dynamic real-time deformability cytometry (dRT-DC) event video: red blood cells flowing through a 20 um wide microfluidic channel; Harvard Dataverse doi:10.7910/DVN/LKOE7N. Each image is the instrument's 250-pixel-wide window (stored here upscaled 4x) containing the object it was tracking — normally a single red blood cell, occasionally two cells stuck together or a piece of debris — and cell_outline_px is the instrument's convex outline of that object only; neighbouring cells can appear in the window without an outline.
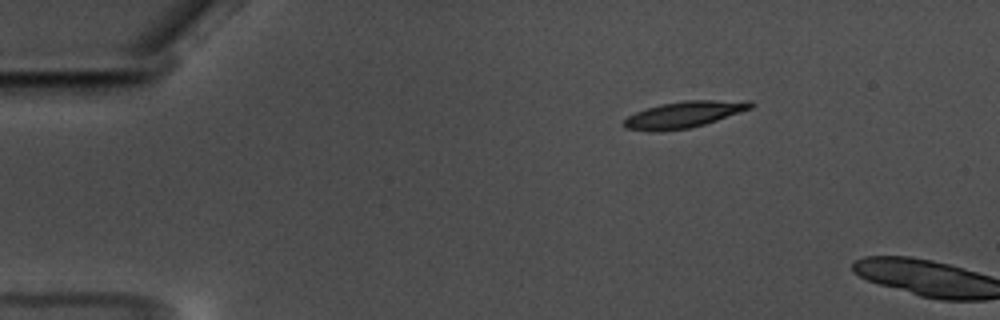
{"species": "common noctule bat (a hibernating species)", "species_latin": "Nyctalus noctula", "temperature_condition": "warm", "stored_images_in_passage": 3, "camera_frame_rate_fps": 3000, "um_per_image_px": 0.085, "animal": {"sex": "male", "body_mass_g": 17.5, "forearm_length_mm": 52.3}, "frame": {"image": 1, "passage_image": 1, "time_ms": 0.0, "image_size_px": [1000, 320], "cell_outline_px": [[756, 104], [752, 108], [692, 128], [652, 132], [624, 128], [620, 124], [628, 116], [644, 108], [684, 100], [752, 100]], "centroid_in_image_um": [58.13, 9.73], "position_along_channel_um": 26.9, "area_um2": 19.71}}